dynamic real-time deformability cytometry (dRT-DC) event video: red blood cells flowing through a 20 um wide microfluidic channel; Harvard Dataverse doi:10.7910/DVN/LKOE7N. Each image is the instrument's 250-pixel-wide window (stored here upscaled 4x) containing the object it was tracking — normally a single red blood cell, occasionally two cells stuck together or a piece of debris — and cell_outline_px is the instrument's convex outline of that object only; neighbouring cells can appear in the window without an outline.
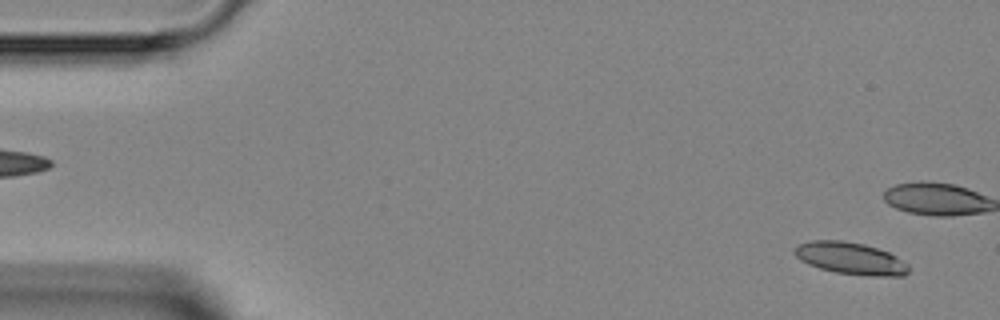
{"species": "Egyptian fruit bat (a non-hibernating species)", "species_latin": "Rousettus aegyptiacus", "temperature_condition": "room temperature", "stored_images_in_passage": 5, "camera_frame_rate_fps": 3000, "um_per_image_px": 0.085, "animal": {"sex": "female"}, "frame": {"image": 1, "passage_image": 1, "time_ms": 0.0, "image_size_px": [1000, 320], "cell_outline_px": [[908, 272], [904, 276], [868, 276], [836, 272], [820, 268], [808, 264], [800, 260], [792, 252], [792, 248], [800, 244], [812, 240], [840, 240], [864, 244], [888, 252], [896, 256], [908, 264]], "centroid_in_image_um": [72.28, 21.96], "position_along_channel_um": 12.7, "area_um2": 21.33}}
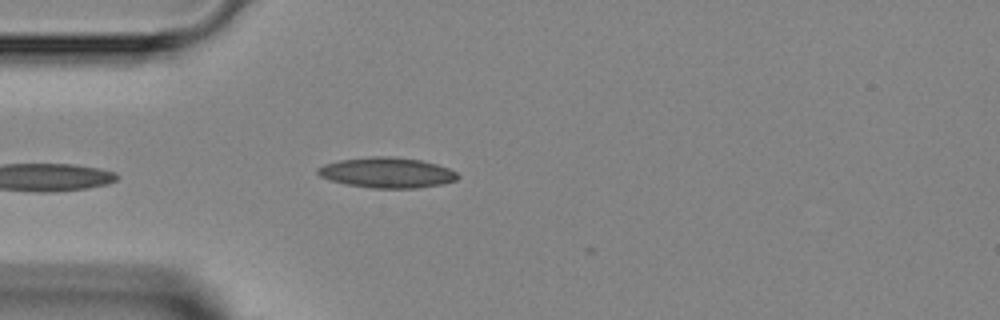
{"frame": {"image": 2, "passage_image": 5, "time_ms": 4.333, "image_size_px": [1000, 320], "cell_outline_px": [[460, 176], [456, 180], [444, 184], [416, 188], [372, 188], [348, 184], [328, 180], [320, 176], [316, 172], [316, 168], [324, 164], [340, 160], [372, 156], [392, 156], [420, 160], [436, 164], [448, 168], [456, 172]], "centroid_in_image_um": [32.89, 14.67], "position_along_channel_um": 52.1, "area_um2": 24.85}}